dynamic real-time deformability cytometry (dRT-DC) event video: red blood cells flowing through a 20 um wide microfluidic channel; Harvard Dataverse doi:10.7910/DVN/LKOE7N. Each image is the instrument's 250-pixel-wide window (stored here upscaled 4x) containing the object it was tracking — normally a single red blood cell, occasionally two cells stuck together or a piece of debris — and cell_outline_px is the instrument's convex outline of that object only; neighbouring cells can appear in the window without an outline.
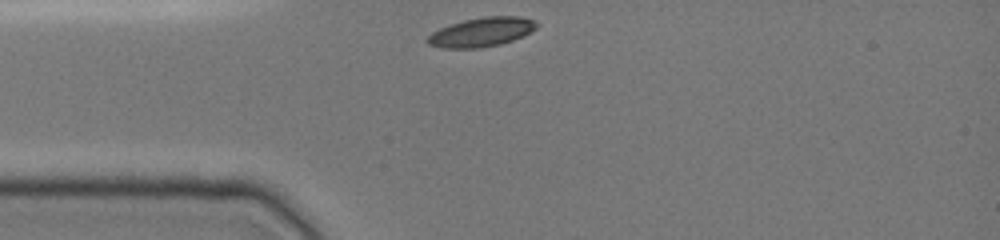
{"species": "common noctule bat (a hibernating species)", "species_latin": "Nyctalus noctula", "temperature_condition": "cold", "stored_images_in_passage": 29, "camera_frame_rate_fps": 3000, "um_per_image_px": 0.085, "animal": {"sex": "female", "body_mass_g": 19.0, "forearm_length_mm": 51.5}, "frame": {"image": 1, "passage_image": 1, "time_ms": 0.0, "image_size_px": [1000, 240], "cell_outline_px": [[536, 28], [532, 32], [512, 40], [500, 44], [480, 48], [440, 48], [428, 44], [424, 40], [432, 32], [440, 28], [464, 20], [484, 16], [520, 16], [532, 20], [536, 24]], "centroid_in_image_um": [40.89, 2.73], "position_along_channel_um": 44.1, "area_um2": 18.5}}
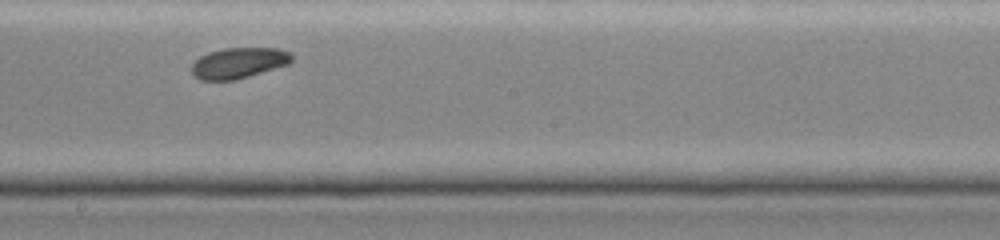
{"frame": {"image": 2, "passage_image": 16, "time_ms": 5.0, "image_size_px": [1000, 240], "cell_outline_px": [[292, 60], [288, 64], [248, 76], [232, 80], [200, 80], [192, 72], [192, 64], [200, 56], [208, 52], [224, 48], [280, 48], [292, 52]], "centroid_in_image_um": [20.3, 5.33], "position_along_channel_um": 227.9, "area_um2": 17.8}}
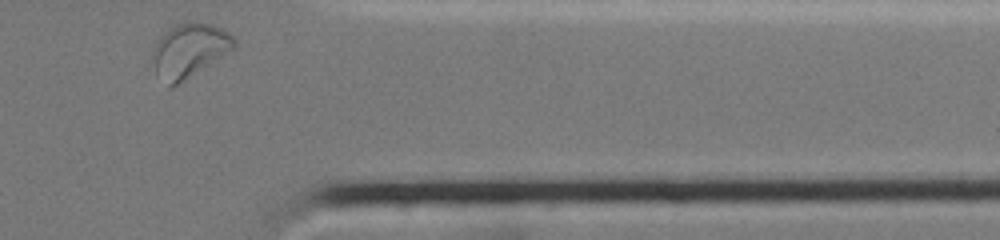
{"frame": {"image": 3, "passage_image": 29, "time_ms": 9.333, "image_size_px": [1000, 240], "cell_outline_px": [[236, 48], [172, 88], [168, 88], [156, 72], [152, 60], [152, 48], [160, 32], [176, 24], [188, 20], [196, 20], [212, 24], [236, 36]], "centroid_in_image_um": [16.08, 4.24], "position_along_channel_um": 395.3, "area_um2": 26.47}, "authors_computed_cell_mechanics": {"area_um2": 18.1492, "velocity_mm_per_s": 3.9201, "shape_relaxation_time_tau1_ms": 6.5695, "shape_relaxation_time_tau2_ms": 5.5207, "deformation_change_tau1": 0.1481, "deformation_change_tau2": 0.0988}}